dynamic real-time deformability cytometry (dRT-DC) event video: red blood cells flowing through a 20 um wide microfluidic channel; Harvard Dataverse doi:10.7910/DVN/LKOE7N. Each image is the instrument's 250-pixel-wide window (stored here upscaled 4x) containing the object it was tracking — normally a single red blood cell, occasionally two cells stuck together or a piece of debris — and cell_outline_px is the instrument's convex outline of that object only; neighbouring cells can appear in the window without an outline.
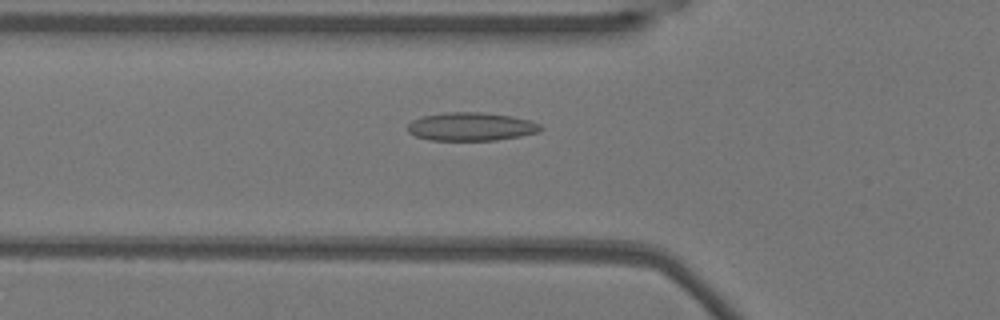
{"species": "Egyptian fruit bat (a non-hibernating species)", "species_latin": "Rousettus aegyptiacus", "temperature_condition": "warm", "stored_images_in_passage": 51, "camera_frame_rate_fps": 3000, "um_per_image_px": 0.085, "animal": {"sex": "female"}, "frame": {"image": 1, "passage_image": 16, "time_ms": 5.0, "image_size_px": [1000, 320], "cell_outline_px": [[544, 128], [540, 132], [520, 136], [496, 140], [428, 140], [416, 136], [408, 132], [408, 124], [412, 120], [424, 116], [444, 112], [480, 112], [512, 116], [532, 120], [540, 124]], "centroid_in_image_um": [40.08, 10.76], "position_along_channel_um": 85.7, "area_um2": 22.08}}
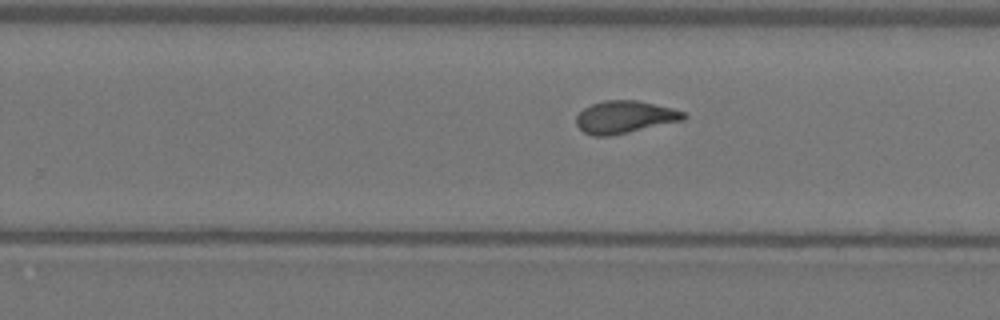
{"frame": {"image": 2, "passage_image": 31, "time_ms": 10.0, "image_size_px": [1000, 320], "cell_outline_px": [[688, 116], [684, 120], [628, 132], [608, 136], [592, 136], [584, 132], [576, 124], [576, 116], [584, 108], [592, 104], [604, 100], [636, 100], [672, 108], [684, 112]], "centroid_in_image_um": [53.09, 9.95], "position_along_channel_um": 276.7, "area_um2": 20.17}}
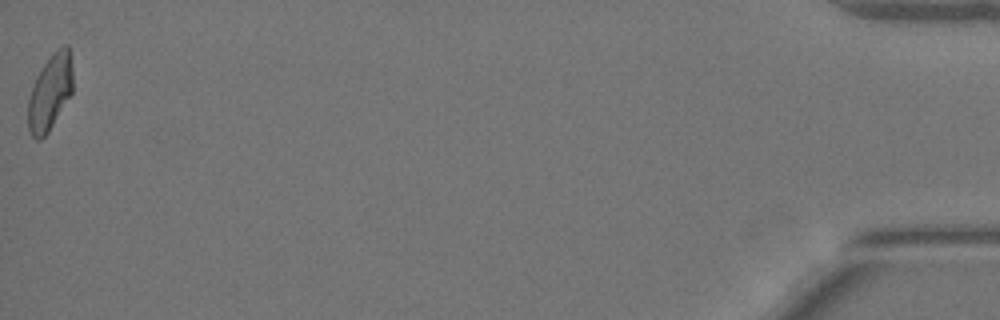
{"frame": {"image": 3, "passage_image": 51, "time_ms": 16.667, "image_size_px": [1000, 320], "cell_outline_px": [[72, 92], [48, 132], [40, 140], [36, 140], [32, 136], [28, 128], [28, 100], [36, 76], [52, 52], [56, 48], [64, 44], [68, 44], [72, 68]], "centroid_in_image_um": [4.25, 7.82], "position_along_channel_um": 431.0, "area_um2": 19.65}, "authors_computed_cell_mechanics": {"area_um2": 20.23, "velocity_mm_per_s": 3.8009, "shape_relaxation_time_tau1_ms": null, "shape_relaxation_time_tau2_ms": 1.6508, "deformation_change_tau1": null, "deformation_change_tau2": 0.0867}}